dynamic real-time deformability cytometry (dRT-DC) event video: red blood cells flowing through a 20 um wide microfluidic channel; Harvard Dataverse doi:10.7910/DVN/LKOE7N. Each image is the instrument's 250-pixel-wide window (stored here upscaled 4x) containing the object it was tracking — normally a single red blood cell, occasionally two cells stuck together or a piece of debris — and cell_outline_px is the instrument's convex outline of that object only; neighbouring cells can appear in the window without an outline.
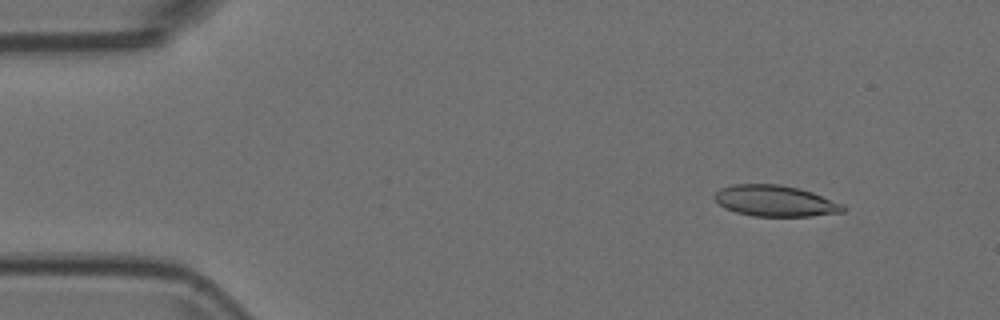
{"species": "Egyptian fruit bat (a non-hibernating species)", "species_latin": "Rousettus aegyptiacus", "temperature_condition": "room temperature", "stored_images_in_passage": 54, "camera_frame_rate_fps": 3000, "um_per_image_px": 0.085, "animal": {"sex": "female"}, "frame": {"image": 1, "passage_image": 6, "time_ms": 1.667, "image_size_px": [1000, 320], "cell_outline_px": [[848, 208], [844, 212], [812, 216], [752, 216], [736, 212], [724, 208], [712, 196], [720, 188], [732, 184], [780, 184], [800, 188], [812, 192], [844, 204]], "centroid_in_image_um": [65.91, 17.07], "position_along_channel_um": 19.1, "area_um2": 23.52}}
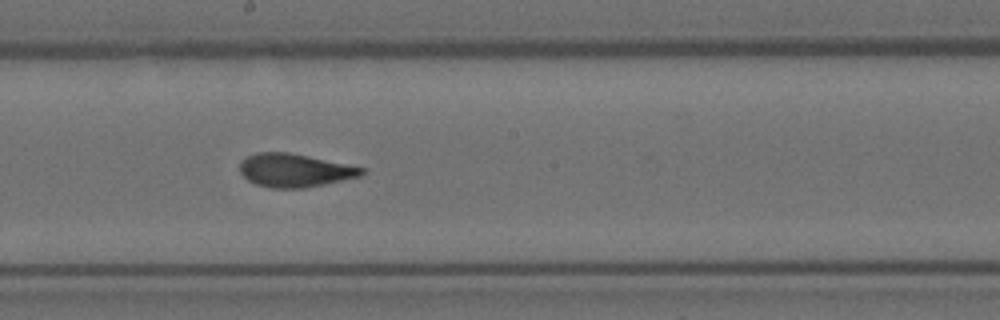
{"frame": {"image": 2, "passage_image": 29, "time_ms": 9.333, "image_size_px": [1000, 320], "cell_outline_px": [[368, 168], [360, 176], [324, 184], [304, 188], [272, 188], [256, 184], [248, 180], [240, 172], [240, 164], [248, 156], [256, 152], [288, 152]], "centroid_in_image_um": [25.07, 14.48], "position_along_channel_um": 223.1, "area_um2": 23.52}}
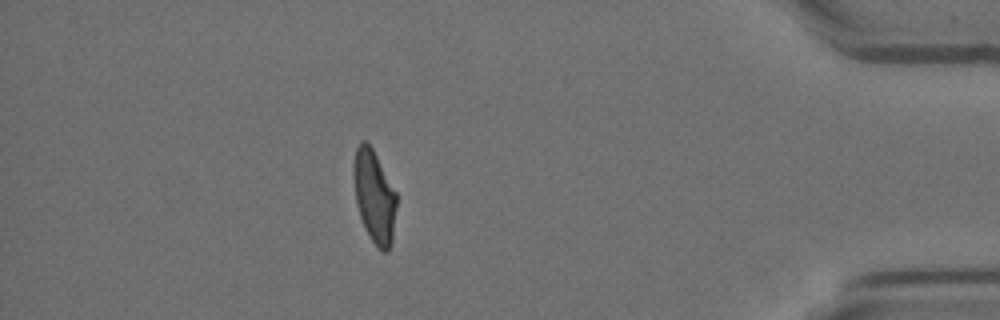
{"frame": {"image": 3, "passage_image": 47, "time_ms": 15.333, "image_size_px": [1000, 320], "cell_outline_px": [[396, 208], [392, 240], [388, 252], [384, 252], [372, 240], [364, 228], [356, 204], [352, 172], [352, 164], [356, 148], [360, 140], [364, 140], [372, 148], [396, 192]], "centroid_in_image_um": [31.79, 16.67], "position_along_channel_um": 403.4, "area_um2": 23.12}}